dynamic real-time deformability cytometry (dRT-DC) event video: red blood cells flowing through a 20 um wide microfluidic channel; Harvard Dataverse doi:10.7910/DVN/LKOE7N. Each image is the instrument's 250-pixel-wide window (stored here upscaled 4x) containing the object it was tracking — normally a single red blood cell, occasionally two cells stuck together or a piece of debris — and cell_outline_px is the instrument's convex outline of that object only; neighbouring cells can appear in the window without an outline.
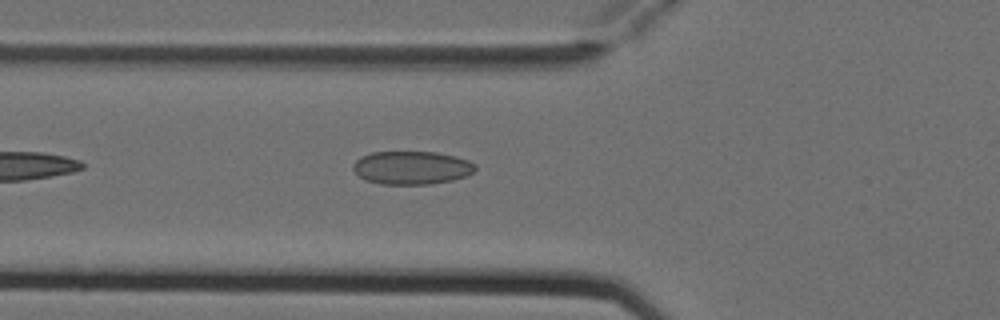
{"species": "Egyptian fruit bat (a non-hibernating species)", "species_latin": "Rousettus aegyptiacus", "temperature_condition": "cold", "stored_images_in_passage": 5, "camera_frame_rate_fps": 3000, "um_per_image_px": 0.085, "animal": {"sex": "female"}, "frame": {"image": 1, "passage_image": 5, "time_ms": 1.333, "image_size_px": [1000, 320], "cell_outline_px": [[476, 168], [472, 172], [464, 176], [452, 180], [428, 184], [380, 184], [364, 180], [352, 168], [352, 164], [360, 156], [372, 152], [436, 152], [456, 156], [468, 160], [476, 164]], "centroid_in_image_um": [34.96, 14.25], "position_along_channel_um": 90.8, "area_um2": 23.7}}